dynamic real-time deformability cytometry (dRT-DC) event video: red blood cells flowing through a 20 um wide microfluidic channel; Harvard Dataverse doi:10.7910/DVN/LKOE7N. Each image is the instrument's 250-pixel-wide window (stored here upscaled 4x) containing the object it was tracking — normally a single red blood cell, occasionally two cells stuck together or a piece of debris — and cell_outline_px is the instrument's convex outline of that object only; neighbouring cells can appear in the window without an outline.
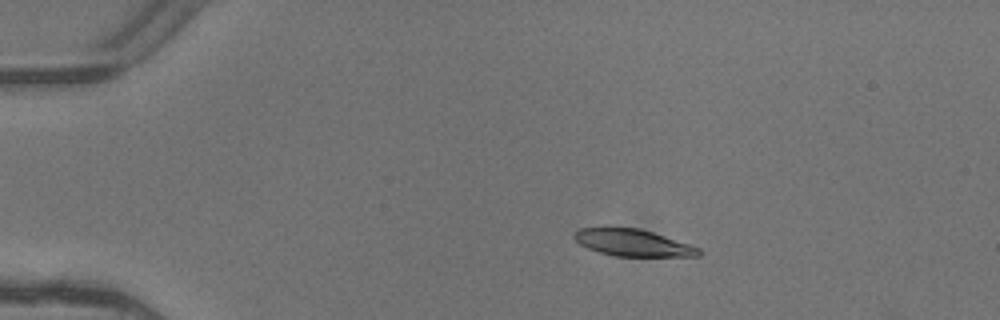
{"species": "common noctule bat (a hibernating species)", "species_latin": "Nyctalus noctula", "temperature_condition": "warm", "stored_images_in_passage": 6, "camera_frame_rate_fps": 3000, "um_per_image_px": 0.085, "animal": {"sex": "female"}, "frame": {"image": 1, "passage_image": 3, "time_ms": 0.667, "image_size_px": [1000, 320], "cell_outline_px": [[704, 252], [700, 256], [616, 256], [600, 252], [588, 248], [580, 244], [572, 236], [580, 228], [640, 228], [700, 248]], "centroid_in_image_um": [53.82, 20.64], "position_along_channel_um": 31.2, "area_um2": 19.19}}
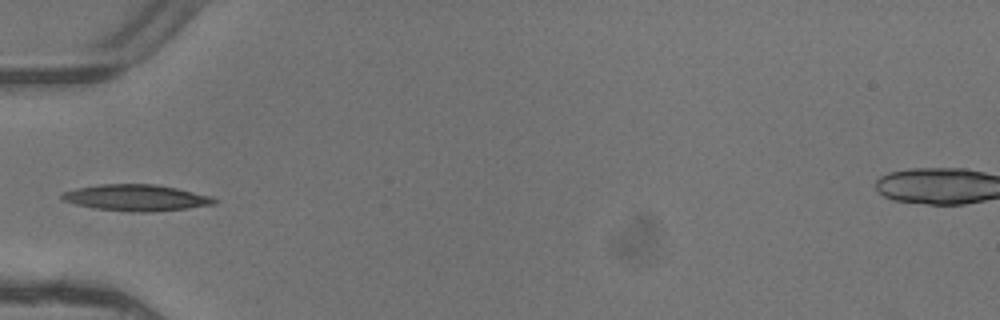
{"frame": {"image": 2, "passage_image": 5, "time_ms": 1.333, "image_size_px": [1000, 320], "cell_outline_px": [[216, 204], [188, 208], [152, 212], [132, 212], [96, 208], [76, 204], [64, 200], [60, 196], [64, 192], [76, 188], [100, 184], [156, 184], [176, 188], [212, 196], [216, 200]], "centroid_in_image_um": [11.61, 16.8], "position_along_channel_um": 73.4, "area_um2": 23.24}}
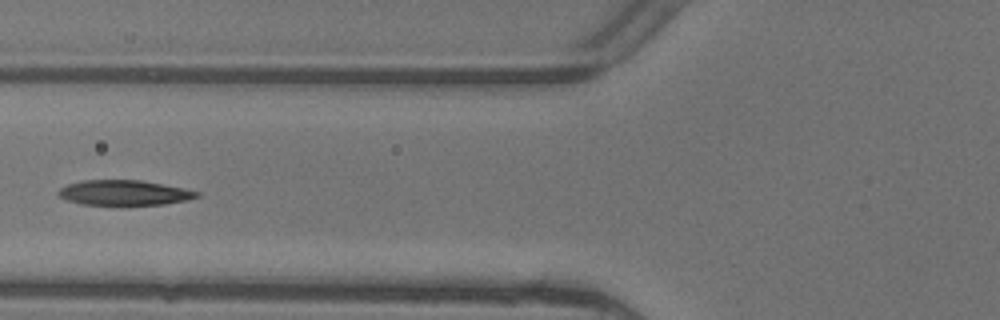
{"frame": {"image": 3, "passage_image": 6, "time_ms": 1.667, "image_size_px": [1000, 320], "cell_outline_px": [[200, 196], [188, 200], [164, 204], [124, 208], [116, 208], [80, 204], [68, 200], [60, 196], [56, 192], [60, 188], [68, 184], [84, 180], [140, 180], [184, 188], [200, 192]], "centroid_in_image_um": [10.56, 16.44], "position_along_channel_um": 115.2, "area_um2": 21.33}}